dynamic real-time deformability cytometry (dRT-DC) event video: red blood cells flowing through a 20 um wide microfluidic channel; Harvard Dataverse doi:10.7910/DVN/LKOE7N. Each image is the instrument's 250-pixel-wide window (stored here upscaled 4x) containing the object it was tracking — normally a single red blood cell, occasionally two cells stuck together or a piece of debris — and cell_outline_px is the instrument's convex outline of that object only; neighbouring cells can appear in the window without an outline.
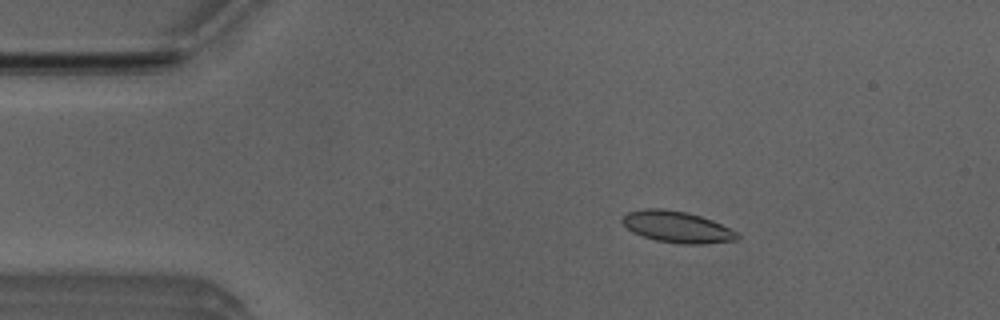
{"species": "Egyptian fruit bat (a non-hibernating species)", "species_latin": "Rousettus aegyptiacus", "temperature_condition": "room temperature", "stored_images_in_passage": 5, "camera_frame_rate_fps": 3000, "um_per_image_px": 0.085, "animal": {"sex": "male"}, "frame": {"image": 1, "passage_image": 2, "time_ms": 0.333, "image_size_px": [1000, 320], "cell_outline_px": [[740, 236], [736, 240], [704, 244], [680, 244], [656, 240], [632, 232], [620, 220], [628, 212], [644, 208], [664, 208], [688, 212], [712, 220], [740, 232]], "centroid_in_image_um": [57.58, 19.28], "position_along_channel_um": 27.4, "area_um2": 21.21}}